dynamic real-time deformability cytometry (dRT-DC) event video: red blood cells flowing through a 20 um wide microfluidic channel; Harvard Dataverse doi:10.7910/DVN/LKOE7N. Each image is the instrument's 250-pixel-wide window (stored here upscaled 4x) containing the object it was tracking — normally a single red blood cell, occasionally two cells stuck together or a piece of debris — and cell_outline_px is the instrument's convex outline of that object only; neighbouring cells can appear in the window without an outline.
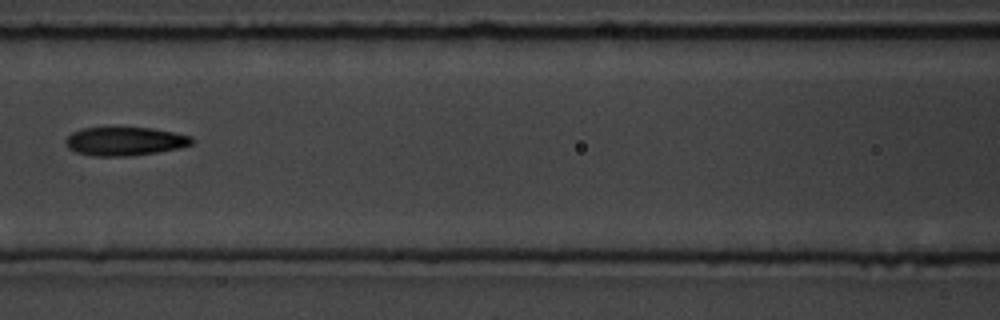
{"species": "common noctule bat (a hibernating species)", "species_latin": "Nyctalus noctula", "temperature_condition": "room temperature", "stored_images_in_passage": 11, "camera_frame_rate_fps": 3000, "um_per_image_px": 0.085, "animal": {"sex": "male", "body_mass_g": 19.5, "forearm_length_mm": 54.6}, "frame": {"image": 1, "passage_image": 7, "time_ms": 7.667, "image_size_px": [1000, 320], "cell_outline_px": [[196, 140], [192, 144], [180, 148], [132, 156], [92, 156], [76, 152], [68, 148], [64, 144], [64, 140], [72, 132], [84, 128], [152, 128], [192, 136]], "centroid_in_image_um": [10.61, 12.02], "position_along_channel_um": 156.0, "area_um2": 21.1}}
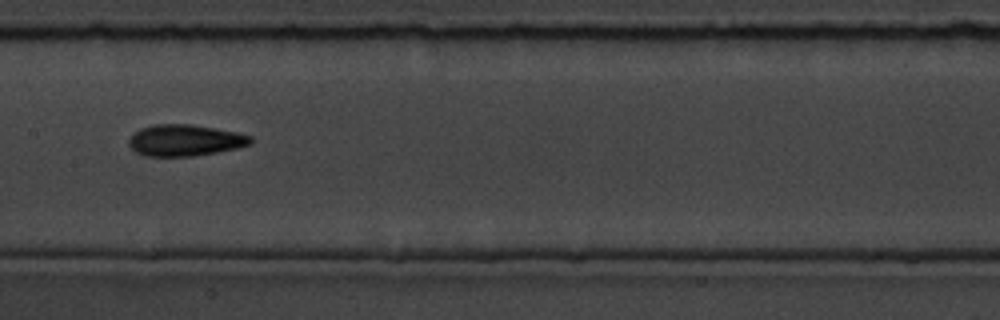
{"frame": {"image": 2, "passage_image": 8, "time_ms": 8.667, "image_size_px": [1000, 320], "cell_outline_px": [[252, 144], [236, 148], [216, 152], [192, 156], [144, 156], [136, 152], [128, 144], [128, 140], [140, 128], [152, 124], [192, 124], [236, 132], [252, 136]], "centroid_in_image_um": [15.72, 11.92], "position_along_channel_um": 191.7, "area_um2": 22.25}}
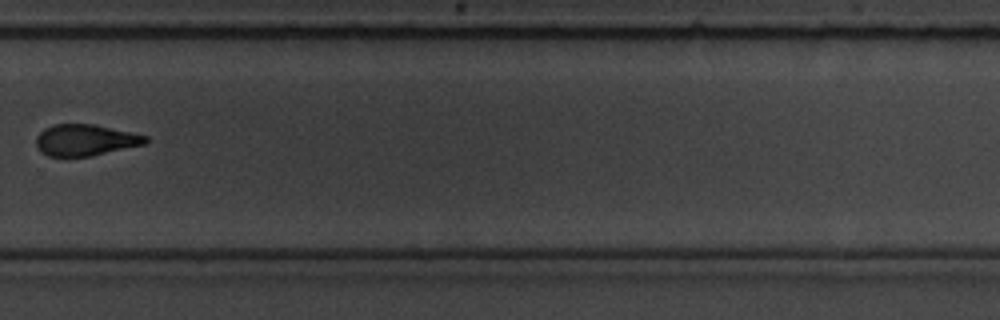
{"frame": {"image": 3, "passage_image": 11, "time_ms": 12.333, "image_size_px": [1000, 320], "cell_outline_px": [[148, 140], [144, 144], [92, 156], [48, 156], [40, 152], [36, 144], [36, 136], [44, 128], [56, 124], [92, 124], [132, 132], [148, 136]], "centroid_in_image_um": [7.24, 11.9], "position_along_channel_um": 322.6, "area_um2": 19.94}}